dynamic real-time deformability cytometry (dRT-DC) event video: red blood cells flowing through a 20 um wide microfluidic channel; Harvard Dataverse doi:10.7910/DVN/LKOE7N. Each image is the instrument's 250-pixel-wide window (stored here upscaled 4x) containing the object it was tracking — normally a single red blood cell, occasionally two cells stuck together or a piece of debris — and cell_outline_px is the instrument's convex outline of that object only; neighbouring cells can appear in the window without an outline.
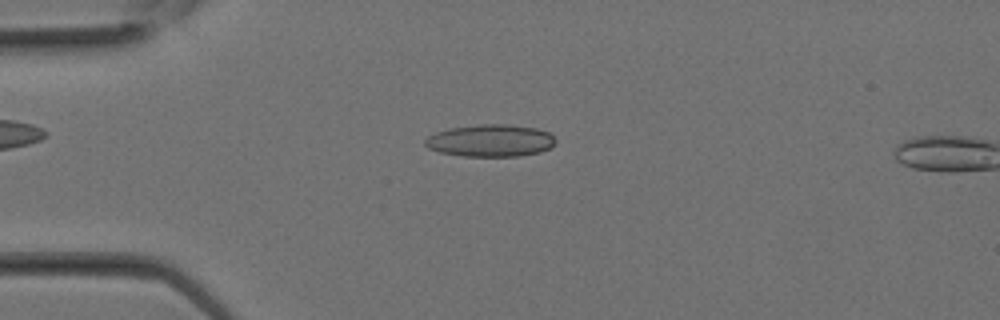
{"species": "Egyptian fruit bat (a non-hibernating species)", "species_latin": "Rousettus aegyptiacus", "temperature_condition": "room temperature", "stored_images_in_passage": 7, "camera_frame_rate_fps": 3000, "um_per_image_px": 0.085, "animal": {"sex": "female"}, "frame": {"image": 1, "passage_image": 6, "time_ms": 1.667, "image_size_px": [1000, 320], "cell_outline_px": [[556, 144], [552, 148], [540, 152], [520, 156], [464, 156], [440, 152], [428, 148], [424, 144], [424, 140], [428, 136], [436, 132], [452, 128], [480, 124], [508, 124], [536, 128], [548, 132], [556, 140]], "centroid_in_image_um": [41.72, 11.95], "position_along_channel_um": 43.3, "area_um2": 24.57}}